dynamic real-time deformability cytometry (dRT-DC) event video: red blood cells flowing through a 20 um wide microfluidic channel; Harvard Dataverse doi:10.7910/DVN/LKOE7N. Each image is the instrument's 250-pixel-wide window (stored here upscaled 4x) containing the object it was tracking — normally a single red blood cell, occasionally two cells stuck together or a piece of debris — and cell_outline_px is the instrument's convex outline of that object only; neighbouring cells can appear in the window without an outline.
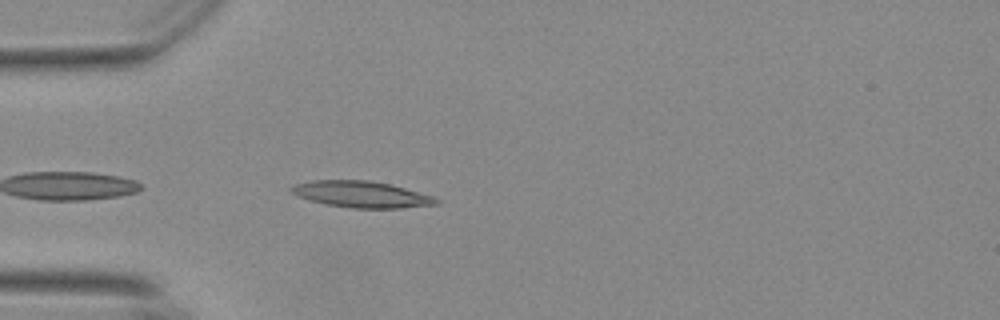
{"species": "Egyptian fruit bat (a non-hibernating species)", "species_latin": "Rousettus aegyptiacus", "temperature_condition": "warm", "stored_images_in_passage": 13, "camera_frame_rate_fps": 3000, "um_per_image_px": 0.085, "animal": {"sex": "female"}, "frame": {"image": 1, "passage_image": 4, "time_ms": 1.0, "image_size_px": [1000, 320], "cell_outline_px": [[440, 204], [400, 208], [352, 208], [328, 204], [308, 200], [292, 192], [288, 188], [292, 184], [312, 180], [368, 180], [388, 184], [404, 188], [432, 196], [440, 200]], "centroid_in_image_um": [30.7, 16.51], "position_along_channel_um": 54.3, "area_um2": 22.14}}